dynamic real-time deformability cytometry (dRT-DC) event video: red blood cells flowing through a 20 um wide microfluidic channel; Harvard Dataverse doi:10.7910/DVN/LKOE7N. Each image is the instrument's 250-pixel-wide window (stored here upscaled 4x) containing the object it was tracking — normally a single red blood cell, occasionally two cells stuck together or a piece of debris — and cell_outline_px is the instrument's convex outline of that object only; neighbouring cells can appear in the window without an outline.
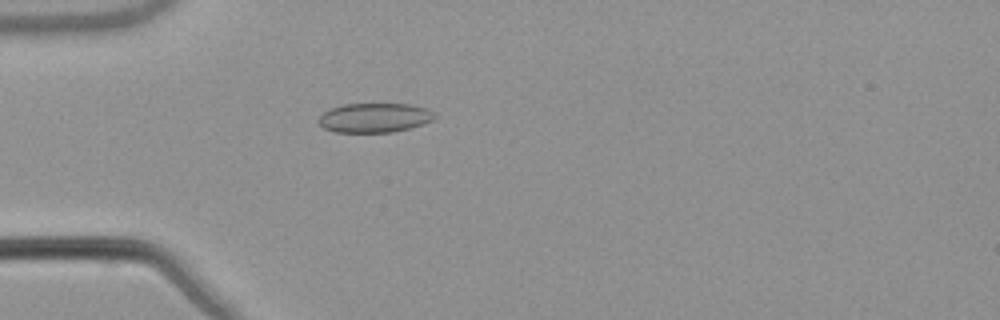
{"species": "common noctule bat (a hibernating species)", "species_latin": "Nyctalus noctula", "temperature_condition": "warm", "stored_images_in_passage": 40, "camera_frame_rate_fps": 3000, "um_per_image_px": 0.085, "animal": {"sex": "male", "body_mass_g": 21.5, "forearm_length_mm": 52.0}, "frame": {"image": 1, "passage_image": 2, "time_ms": 0.333, "image_size_px": [1000, 320], "cell_outline_px": [[436, 116], [432, 120], [408, 128], [392, 132], [336, 132], [324, 128], [316, 120], [324, 112], [332, 108], [344, 104], [408, 104], [424, 108], [432, 112]], "centroid_in_image_um": [31.78, 10.01], "position_along_channel_um": 53.2, "area_um2": 19.54}}
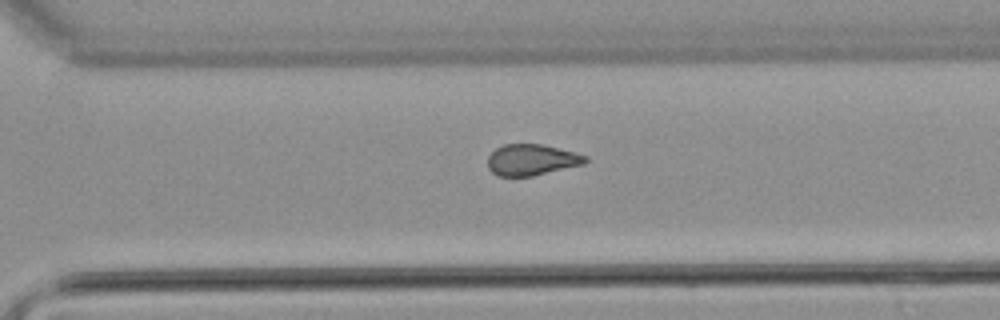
{"frame": {"image": 2, "passage_image": 24, "time_ms": 7.667, "image_size_px": [1000, 320], "cell_outline_px": [[588, 160], [584, 164], [532, 176], [496, 176], [488, 168], [488, 156], [496, 148], [504, 144], [540, 144], [576, 152], [588, 156]], "centroid_in_image_um": [45.19, 13.58], "position_along_channel_um": 325.4, "area_um2": 17.74}}
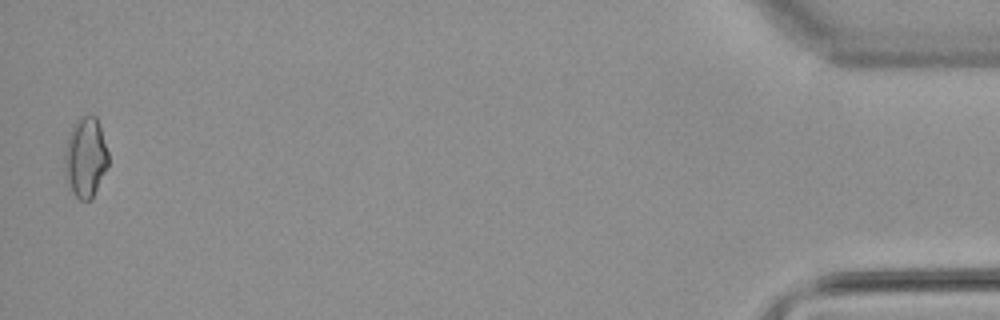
{"frame": {"image": 3, "passage_image": 39, "time_ms": 12.667, "image_size_px": [1000, 320], "cell_outline_px": [[108, 164], [92, 200], [80, 200], [72, 192], [68, 180], [64, 164], [64, 152], [72, 124], [80, 116], [96, 116], [108, 152]], "centroid_in_image_um": [7.27, 13.37], "position_along_channel_um": 427.9, "area_um2": 20.11}, "authors_computed_cell_mechanics": {"area_um2": 18.3515, "velocity_mm_per_s": 3.8482, "shape_relaxation_time_tau1_ms": null, "shape_relaxation_time_tau2_ms": 3.0717, "deformation_change_tau1": null, "deformation_change_tau2": 0.0813}}